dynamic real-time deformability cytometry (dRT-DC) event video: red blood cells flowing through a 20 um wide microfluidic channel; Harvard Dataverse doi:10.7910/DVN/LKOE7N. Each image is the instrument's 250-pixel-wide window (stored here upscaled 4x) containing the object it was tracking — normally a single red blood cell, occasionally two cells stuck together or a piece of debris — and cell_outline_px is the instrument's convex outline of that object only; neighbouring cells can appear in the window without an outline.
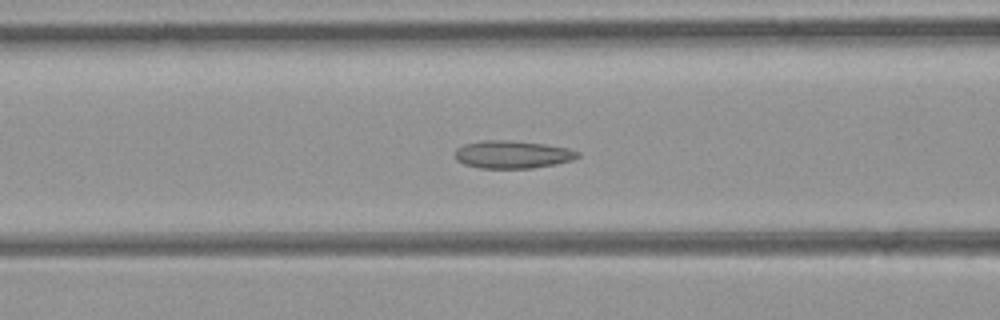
{"species": "common noctule bat (a hibernating species)", "species_latin": "Nyctalus noctula", "temperature_condition": "room temperature", "stored_images_in_passage": 46, "camera_frame_rate_fps": 3000, "um_per_image_px": 0.085, "animal": {"sex": "female", "body_mass_g": 21.9}, "frame": {"image": 1, "passage_image": 18, "time_ms": 5.667, "image_size_px": [1000, 320], "cell_outline_px": [[580, 156], [572, 160], [556, 164], [532, 168], [480, 168], [464, 164], [456, 160], [456, 148], [464, 144], [484, 140], [508, 140], [544, 144], [568, 148], [580, 152]], "centroid_in_image_um": [43.57, 13.13], "position_along_channel_um": 123.0, "area_um2": 19.83}}
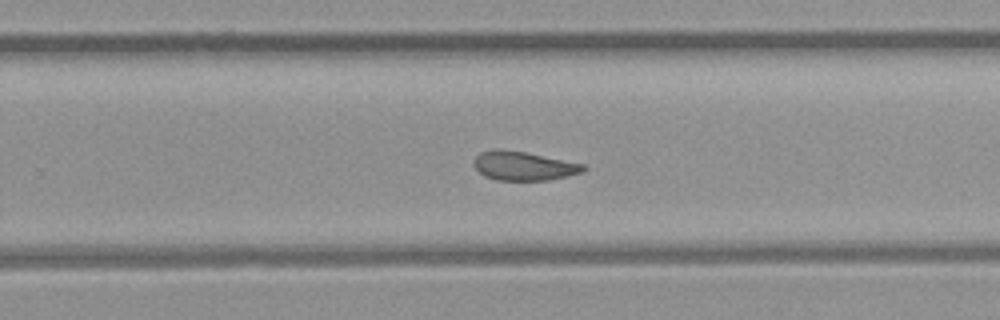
{"frame": {"image": 2, "passage_image": 29, "time_ms": 9.333, "image_size_px": [1000, 320], "cell_outline_px": [[588, 168], [580, 172], [568, 176], [548, 180], [496, 180], [484, 176], [472, 164], [472, 160], [480, 152], [492, 148], [500, 148], [524, 152], [584, 164]], "centroid_in_image_um": [44.45, 14.09], "position_along_channel_um": 285.4, "area_um2": 18.55}}
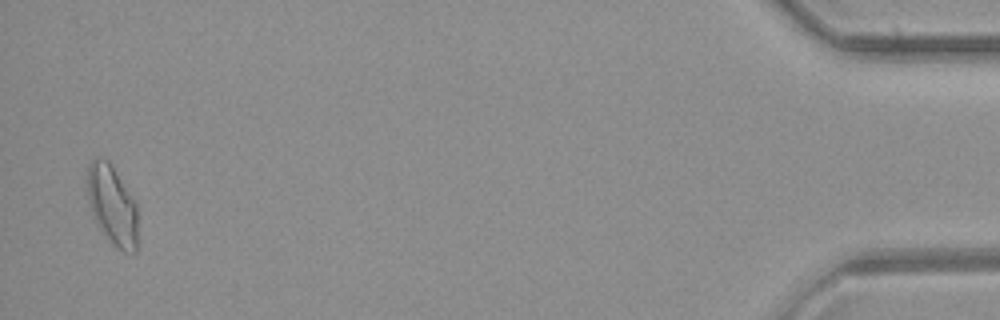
{"frame": {"image": 3, "passage_image": 45, "time_ms": 14.667, "image_size_px": [1000, 320], "cell_outline_px": [[136, 252], [124, 252], [116, 248], [112, 244], [100, 228], [92, 216], [88, 196], [88, 164], [96, 156], [108, 160], [116, 172], [136, 204]], "centroid_in_image_um": [9.52, 17.44], "position_along_channel_um": 425.7, "area_um2": 22.95}, "authors_computed_cell_mechanics": {"area_um2": 20.0566, "velocity_mm_per_s": 4.4312, "shape_relaxation_time_tau1_ms": null, "shape_relaxation_time_tau2_ms": 2.8489, "deformation_change_tau1": null, "deformation_change_tau2": 0.0829}}